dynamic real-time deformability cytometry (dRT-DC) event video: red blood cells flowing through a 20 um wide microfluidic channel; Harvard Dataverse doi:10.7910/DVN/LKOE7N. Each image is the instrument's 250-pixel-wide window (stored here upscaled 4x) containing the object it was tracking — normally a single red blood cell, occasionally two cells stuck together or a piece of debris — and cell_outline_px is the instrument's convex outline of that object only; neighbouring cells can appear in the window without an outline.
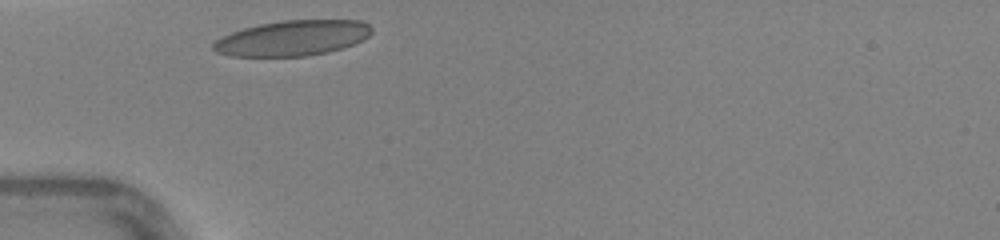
{"species": "human", "species_latin": "Homo sapiens", "temperature_condition": "warm", "stored_images_in_passage": 24, "camera_frame_rate_fps": 3000, "um_per_image_px": 0.085, "donor": {"sex": "female"}, "frame": {"image": 1, "passage_image": 1, "time_ms": 0.0, "image_size_px": [1000, 240], "cell_outline_px": [[372, 32], [364, 40], [344, 48], [328, 52], [308, 56], [232, 56], [216, 52], [212, 48], [212, 44], [220, 36], [244, 28], [260, 24], [280, 20], [360, 20], [368, 24], [372, 28]], "centroid_in_image_um": [24.88, 3.24], "position_along_channel_um": 60.1, "area_um2": 32.83}}
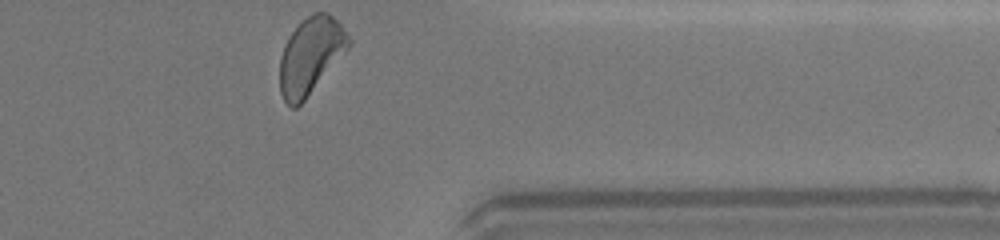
{"frame": {"image": 2, "passage_image": 24, "time_ms": 7.667, "image_size_px": [1000, 240], "cell_outline_px": [[352, 44], [304, 100], [296, 108], [292, 108], [284, 100], [280, 92], [280, 56], [288, 36], [308, 16], [316, 12], [328, 12], [340, 24], [352, 40]], "centroid_in_image_um": [26.4, 4.73], "position_along_channel_um": 385.0, "area_um2": 30.29}, "authors_computed_cell_mechanics": {"area_um2": 31.0964, "velocity_mm_per_s": 4.3973, "shape_relaxation_time_tau1_ms": 3.444, "shape_relaxation_time_tau2_ms": null, "deformation_change_tau1": 0.1429, "deformation_change_tau2": null}}